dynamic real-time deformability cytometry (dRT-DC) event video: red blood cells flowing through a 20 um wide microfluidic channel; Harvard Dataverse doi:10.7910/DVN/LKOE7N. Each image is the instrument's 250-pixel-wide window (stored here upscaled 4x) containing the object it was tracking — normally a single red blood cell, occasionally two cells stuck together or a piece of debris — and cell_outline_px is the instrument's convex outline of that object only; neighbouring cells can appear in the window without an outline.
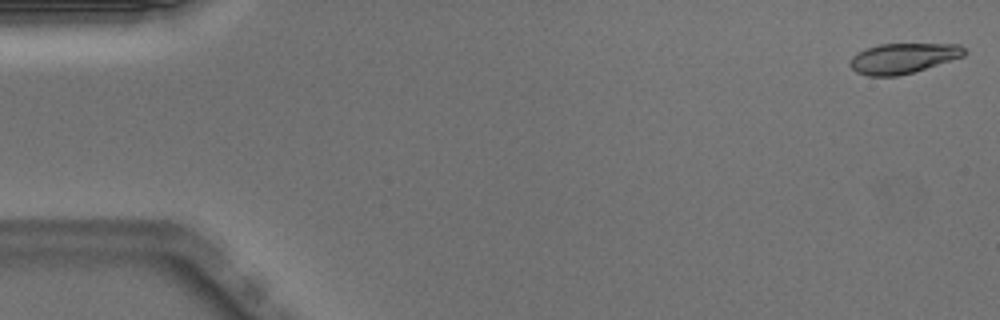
{"species": "Egyptian fruit bat (a non-hibernating species)", "species_latin": "Rousettus aegyptiacus", "temperature_condition": "warm", "stored_images_in_passage": 50, "camera_frame_rate_fps": 3000, "um_per_image_px": 0.085, "animal": {"sex": "male"}, "frame": {"image": 1, "passage_image": 1, "time_ms": 0.0, "image_size_px": [1000, 320], "cell_outline_px": [[968, 52], [964, 56], [912, 72], [896, 76], [868, 76], [856, 72], [848, 64], [848, 60], [856, 52], [864, 48], [880, 44], [960, 44]], "centroid_in_image_um": [76.71, 4.94], "position_along_channel_um": 8.3, "area_um2": 20.23}}
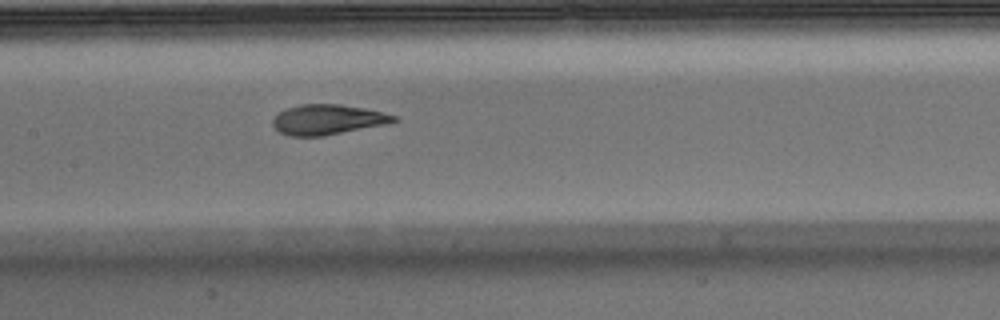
{"frame": {"image": 2, "passage_image": 24, "time_ms": 7.667, "image_size_px": [1000, 320], "cell_outline_px": [[400, 120], [384, 124], [320, 136], [288, 136], [280, 132], [272, 124], [272, 120], [280, 112], [288, 108], [300, 104], [340, 104], [364, 108], [384, 112], [396, 116]], "centroid_in_image_um": [27.84, 10.15], "position_along_channel_um": 179.6, "area_um2": 20.92}}
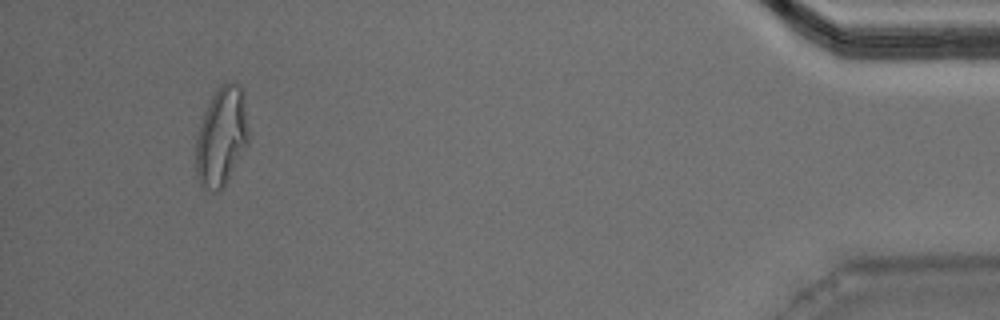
{"frame": {"image": 3, "passage_image": 47, "time_ms": 15.333, "image_size_px": [1000, 320], "cell_outline_px": [[248, 144], [224, 188], [216, 192], [212, 192], [204, 188], [200, 184], [196, 176], [196, 136], [204, 112], [212, 96], [220, 84], [232, 80], [240, 84], [244, 88], [248, 128]], "centroid_in_image_um": [18.84, 11.59], "position_along_channel_um": 416.4, "area_um2": 31.04}, "authors_computed_cell_mechanics": {"area_um2": 21.7039, "velocity_mm_per_s": 3.9921, "shape_relaxation_time_tau1_ms": 11.2078, "shape_relaxation_time_tau2_ms": 1.3539, "deformation_change_tau1": 0.3503, "deformation_change_tau2": 0.0769}}